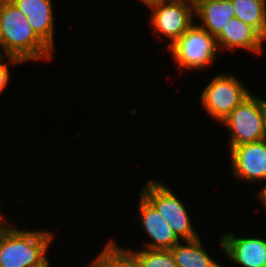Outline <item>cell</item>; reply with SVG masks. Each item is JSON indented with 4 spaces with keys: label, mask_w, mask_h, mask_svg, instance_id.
Segmentation results:
<instances>
[{
    "label": "cell",
    "mask_w": 266,
    "mask_h": 267,
    "mask_svg": "<svg viewBox=\"0 0 266 267\" xmlns=\"http://www.w3.org/2000/svg\"><path fill=\"white\" fill-rule=\"evenodd\" d=\"M1 54L22 63L51 60L54 52L32 29L27 16L10 0H0Z\"/></svg>",
    "instance_id": "cell-1"
},
{
    "label": "cell",
    "mask_w": 266,
    "mask_h": 267,
    "mask_svg": "<svg viewBox=\"0 0 266 267\" xmlns=\"http://www.w3.org/2000/svg\"><path fill=\"white\" fill-rule=\"evenodd\" d=\"M54 238L48 230H21L0 218V267H39Z\"/></svg>",
    "instance_id": "cell-2"
},
{
    "label": "cell",
    "mask_w": 266,
    "mask_h": 267,
    "mask_svg": "<svg viewBox=\"0 0 266 267\" xmlns=\"http://www.w3.org/2000/svg\"><path fill=\"white\" fill-rule=\"evenodd\" d=\"M140 194L162 215L182 241L200 237L193 228L186 205L164 182L151 178L143 185Z\"/></svg>",
    "instance_id": "cell-3"
},
{
    "label": "cell",
    "mask_w": 266,
    "mask_h": 267,
    "mask_svg": "<svg viewBox=\"0 0 266 267\" xmlns=\"http://www.w3.org/2000/svg\"><path fill=\"white\" fill-rule=\"evenodd\" d=\"M167 51L179 70L200 71L217 59L219 49L216 38L194 23Z\"/></svg>",
    "instance_id": "cell-4"
},
{
    "label": "cell",
    "mask_w": 266,
    "mask_h": 267,
    "mask_svg": "<svg viewBox=\"0 0 266 267\" xmlns=\"http://www.w3.org/2000/svg\"><path fill=\"white\" fill-rule=\"evenodd\" d=\"M229 130V151L264 139V100L251 93L221 122Z\"/></svg>",
    "instance_id": "cell-5"
},
{
    "label": "cell",
    "mask_w": 266,
    "mask_h": 267,
    "mask_svg": "<svg viewBox=\"0 0 266 267\" xmlns=\"http://www.w3.org/2000/svg\"><path fill=\"white\" fill-rule=\"evenodd\" d=\"M226 73L216 75L200 93L204 110L219 123L252 93L237 76Z\"/></svg>",
    "instance_id": "cell-6"
},
{
    "label": "cell",
    "mask_w": 266,
    "mask_h": 267,
    "mask_svg": "<svg viewBox=\"0 0 266 267\" xmlns=\"http://www.w3.org/2000/svg\"><path fill=\"white\" fill-rule=\"evenodd\" d=\"M151 10L149 24L152 30L168 39L170 48L194 23V5L187 1H158L147 6Z\"/></svg>",
    "instance_id": "cell-7"
},
{
    "label": "cell",
    "mask_w": 266,
    "mask_h": 267,
    "mask_svg": "<svg viewBox=\"0 0 266 267\" xmlns=\"http://www.w3.org/2000/svg\"><path fill=\"white\" fill-rule=\"evenodd\" d=\"M229 154L235 178L251 184L266 180V140L234 146Z\"/></svg>",
    "instance_id": "cell-8"
},
{
    "label": "cell",
    "mask_w": 266,
    "mask_h": 267,
    "mask_svg": "<svg viewBox=\"0 0 266 267\" xmlns=\"http://www.w3.org/2000/svg\"><path fill=\"white\" fill-rule=\"evenodd\" d=\"M218 241L228 260L238 266L266 267V237H235V234L227 232Z\"/></svg>",
    "instance_id": "cell-9"
},
{
    "label": "cell",
    "mask_w": 266,
    "mask_h": 267,
    "mask_svg": "<svg viewBox=\"0 0 266 267\" xmlns=\"http://www.w3.org/2000/svg\"><path fill=\"white\" fill-rule=\"evenodd\" d=\"M137 210L140 227L146 232L149 240L145 243L147 249L170 250L182 240L168 225L161 214L139 193Z\"/></svg>",
    "instance_id": "cell-10"
},
{
    "label": "cell",
    "mask_w": 266,
    "mask_h": 267,
    "mask_svg": "<svg viewBox=\"0 0 266 267\" xmlns=\"http://www.w3.org/2000/svg\"><path fill=\"white\" fill-rule=\"evenodd\" d=\"M27 16L34 32L54 51L55 20L53 0H10Z\"/></svg>",
    "instance_id": "cell-11"
},
{
    "label": "cell",
    "mask_w": 266,
    "mask_h": 267,
    "mask_svg": "<svg viewBox=\"0 0 266 267\" xmlns=\"http://www.w3.org/2000/svg\"><path fill=\"white\" fill-rule=\"evenodd\" d=\"M266 41L254 28L233 17L216 38L219 51L242 49L250 53L262 54Z\"/></svg>",
    "instance_id": "cell-12"
},
{
    "label": "cell",
    "mask_w": 266,
    "mask_h": 267,
    "mask_svg": "<svg viewBox=\"0 0 266 267\" xmlns=\"http://www.w3.org/2000/svg\"><path fill=\"white\" fill-rule=\"evenodd\" d=\"M194 16L201 20L197 25L217 38L235 17V7L232 0H200L194 5Z\"/></svg>",
    "instance_id": "cell-13"
},
{
    "label": "cell",
    "mask_w": 266,
    "mask_h": 267,
    "mask_svg": "<svg viewBox=\"0 0 266 267\" xmlns=\"http://www.w3.org/2000/svg\"><path fill=\"white\" fill-rule=\"evenodd\" d=\"M200 238L181 241L170 249L177 267H224L207 253Z\"/></svg>",
    "instance_id": "cell-14"
},
{
    "label": "cell",
    "mask_w": 266,
    "mask_h": 267,
    "mask_svg": "<svg viewBox=\"0 0 266 267\" xmlns=\"http://www.w3.org/2000/svg\"><path fill=\"white\" fill-rule=\"evenodd\" d=\"M235 17L254 28L266 40V0H232Z\"/></svg>",
    "instance_id": "cell-15"
},
{
    "label": "cell",
    "mask_w": 266,
    "mask_h": 267,
    "mask_svg": "<svg viewBox=\"0 0 266 267\" xmlns=\"http://www.w3.org/2000/svg\"><path fill=\"white\" fill-rule=\"evenodd\" d=\"M90 263L93 267H138L132 249L120 247L113 238L106 242L102 251Z\"/></svg>",
    "instance_id": "cell-16"
},
{
    "label": "cell",
    "mask_w": 266,
    "mask_h": 267,
    "mask_svg": "<svg viewBox=\"0 0 266 267\" xmlns=\"http://www.w3.org/2000/svg\"><path fill=\"white\" fill-rule=\"evenodd\" d=\"M132 251L135 253L138 267H177L170 250L142 248Z\"/></svg>",
    "instance_id": "cell-17"
},
{
    "label": "cell",
    "mask_w": 266,
    "mask_h": 267,
    "mask_svg": "<svg viewBox=\"0 0 266 267\" xmlns=\"http://www.w3.org/2000/svg\"><path fill=\"white\" fill-rule=\"evenodd\" d=\"M22 62L12 56L0 54V94L7 88L10 82L9 66L21 64Z\"/></svg>",
    "instance_id": "cell-18"
},
{
    "label": "cell",
    "mask_w": 266,
    "mask_h": 267,
    "mask_svg": "<svg viewBox=\"0 0 266 267\" xmlns=\"http://www.w3.org/2000/svg\"><path fill=\"white\" fill-rule=\"evenodd\" d=\"M266 182V180L264 181ZM265 185L261 187V189L258 191V198L260 199V202H262V205H264L266 209V183Z\"/></svg>",
    "instance_id": "cell-19"
},
{
    "label": "cell",
    "mask_w": 266,
    "mask_h": 267,
    "mask_svg": "<svg viewBox=\"0 0 266 267\" xmlns=\"http://www.w3.org/2000/svg\"><path fill=\"white\" fill-rule=\"evenodd\" d=\"M264 140H266V100H264Z\"/></svg>",
    "instance_id": "cell-20"
},
{
    "label": "cell",
    "mask_w": 266,
    "mask_h": 267,
    "mask_svg": "<svg viewBox=\"0 0 266 267\" xmlns=\"http://www.w3.org/2000/svg\"><path fill=\"white\" fill-rule=\"evenodd\" d=\"M140 1H142L141 3H143L147 7L149 4H152L154 2H158V1H170V0H140Z\"/></svg>",
    "instance_id": "cell-21"
},
{
    "label": "cell",
    "mask_w": 266,
    "mask_h": 267,
    "mask_svg": "<svg viewBox=\"0 0 266 267\" xmlns=\"http://www.w3.org/2000/svg\"><path fill=\"white\" fill-rule=\"evenodd\" d=\"M179 1H187V2L192 3L193 5H195L200 0H179Z\"/></svg>",
    "instance_id": "cell-22"
},
{
    "label": "cell",
    "mask_w": 266,
    "mask_h": 267,
    "mask_svg": "<svg viewBox=\"0 0 266 267\" xmlns=\"http://www.w3.org/2000/svg\"><path fill=\"white\" fill-rule=\"evenodd\" d=\"M51 264L49 263V260L47 262H45L43 265L39 266V267H51Z\"/></svg>",
    "instance_id": "cell-23"
},
{
    "label": "cell",
    "mask_w": 266,
    "mask_h": 267,
    "mask_svg": "<svg viewBox=\"0 0 266 267\" xmlns=\"http://www.w3.org/2000/svg\"><path fill=\"white\" fill-rule=\"evenodd\" d=\"M85 267H93V266H92V264H91V263H89V264H88L87 266H85Z\"/></svg>",
    "instance_id": "cell-24"
},
{
    "label": "cell",
    "mask_w": 266,
    "mask_h": 267,
    "mask_svg": "<svg viewBox=\"0 0 266 267\" xmlns=\"http://www.w3.org/2000/svg\"><path fill=\"white\" fill-rule=\"evenodd\" d=\"M1 217H4V215H3V213L0 211V218H1Z\"/></svg>",
    "instance_id": "cell-25"
}]
</instances>
